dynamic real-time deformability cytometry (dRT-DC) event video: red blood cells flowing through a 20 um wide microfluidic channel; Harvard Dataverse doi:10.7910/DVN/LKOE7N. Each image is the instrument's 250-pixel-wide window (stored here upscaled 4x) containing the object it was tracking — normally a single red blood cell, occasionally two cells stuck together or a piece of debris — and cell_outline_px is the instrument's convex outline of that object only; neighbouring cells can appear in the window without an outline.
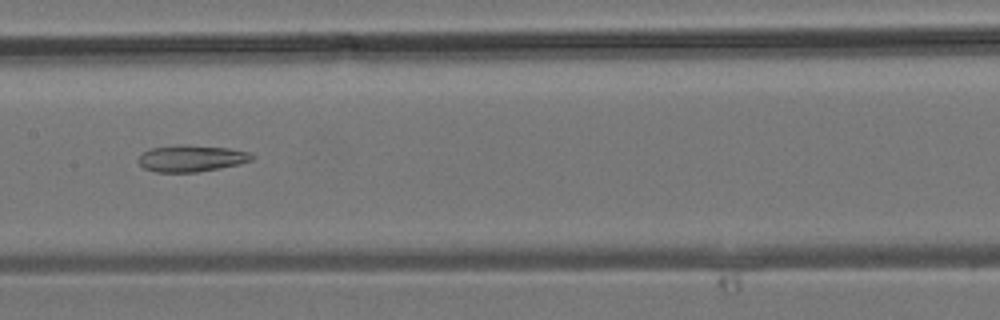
{"species": "common noctule bat (a hibernating species)", "species_latin": "Nyctalus noctula", "temperature_condition": "room temperature", "stored_images_in_passage": 35, "camera_frame_rate_fps": 3000, "um_per_image_px": 0.085, "animal": {"sex": "male", "body_mass_g": 19.2, "forearm_length_mm": 51.8}, "frame": {"image": 1, "passage_image": 16, "time_ms": 5.0, "image_size_px": [1000, 320], "cell_outline_px": [[256, 156], [252, 160], [220, 168], [196, 172], [156, 172], [144, 168], [140, 164], [140, 156], [144, 152], [152, 148], [180, 144], [188, 144], [228, 148], [252, 152]], "centroid_in_image_um": [16.31, 13.45], "position_along_channel_um": 191.1, "area_um2": 17.57}}
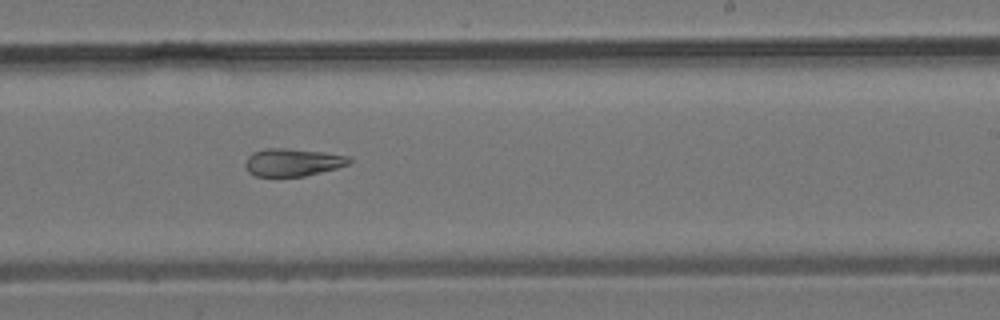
{"frame": {"image": 2, "passage_image": 20, "time_ms": 6.333, "image_size_px": [1000, 320], "cell_outline_px": [[352, 160], [348, 164], [336, 168], [304, 176], [256, 176], [248, 172], [244, 168], [244, 164], [248, 156], [252, 152], [264, 148], [288, 148], [324, 152], [348, 156]], "centroid_in_image_um": [24.83, 13.78], "position_along_channel_um": 264.2, "area_um2": 16.82}}
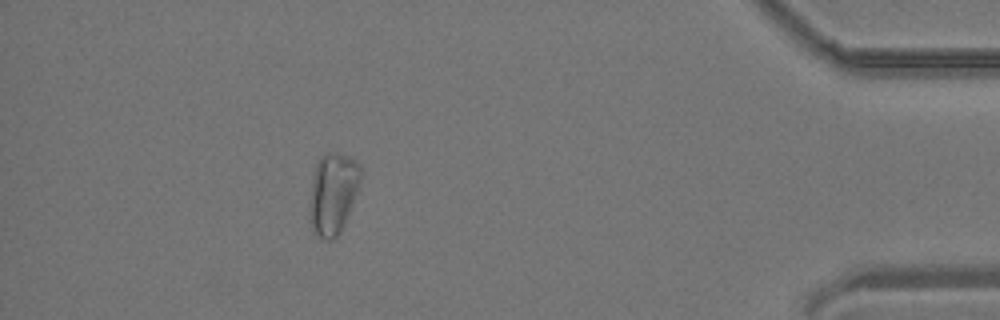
{"frame": {"image": 3, "passage_image": 31, "time_ms": 10.0, "image_size_px": [1000, 320], "cell_outline_px": [[360, 180], [348, 216], [340, 232], [332, 240], [324, 240], [312, 232], [308, 212], [308, 204], [312, 176], [316, 164], [320, 156], [324, 152], [332, 152], [348, 156], [356, 160], [360, 164]], "centroid_in_image_um": [28.25, 16.45], "position_along_channel_um": 407.0, "area_um2": 24.62}}